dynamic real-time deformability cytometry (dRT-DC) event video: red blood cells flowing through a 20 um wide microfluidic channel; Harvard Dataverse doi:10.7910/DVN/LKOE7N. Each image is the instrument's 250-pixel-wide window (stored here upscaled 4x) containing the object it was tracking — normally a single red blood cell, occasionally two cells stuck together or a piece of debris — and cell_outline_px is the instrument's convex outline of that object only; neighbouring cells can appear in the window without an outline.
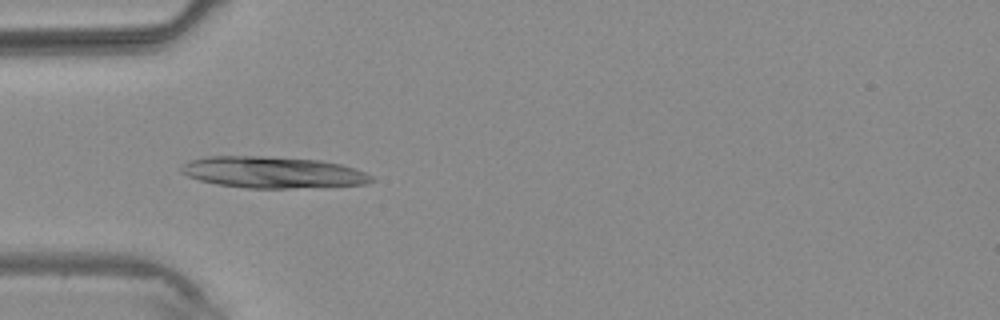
{"species": "common noctule bat (a hibernating species)", "species_latin": "Nyctalus noctula", "temperature_condition": "warm", "stored_images_in_passage": 4, "camera_frame_rate_fps": 3000, "um_per_image_px": 0.085, "animal": {"sex": "male", "body_mass_g": 20.4}, "frame": {"image": 1, "passage_image": 3, "time_ms": 2.667, "image_size_px": [1000, 320], "cell_outline_px": [[376, 180], [364, 184], [288, 188], [248, 188], [216, 184], [200, 180], [188, 176], [180, 172], [180, 168], [188, 160], [204, 156], [264, 156], [320, 160], [340, 164], [356, 168], [372, 176]], "centroid_in_image_um": [23.15, 14.64], "position_along_channel_um": 61.9, "area_um2": 34.85}}